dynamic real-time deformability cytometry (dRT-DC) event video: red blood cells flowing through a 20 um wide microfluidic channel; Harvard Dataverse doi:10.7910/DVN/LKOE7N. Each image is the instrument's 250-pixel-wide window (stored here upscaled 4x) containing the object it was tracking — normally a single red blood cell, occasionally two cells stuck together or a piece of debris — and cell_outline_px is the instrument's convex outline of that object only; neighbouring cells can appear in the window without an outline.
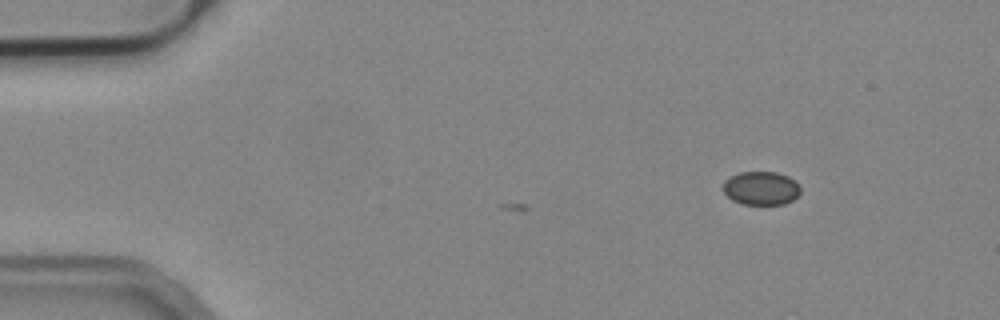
{"species": "common noctule bat (a hibernating species)", "species_latin": "Nyctalus noctula", "temperature_condition": "cold", "stored_images_in_passage": 3, "camera_frame_rate_fps": 3000, "um_per_image_px": 0.085, "animal": {"sex": "male", "body_mass_g": 19.2, "forearm_length_mm": 51.8}, "frame": {"image": 1, "passage_image": 3, "time_ms": 0.667, "image_size_px": [1000, 320], "cell_outline_px": [[800, 192], [792, 200], [784, 204], [744, 204], [732, 200], [724, 192], [724, 180], [740, 172], [776, 172], [788, 176], [800, 188]], "centroid_in_image_um": [64.68, 16.0], "position_along_channel_um": 20.3, "area_um2": 14.85}}